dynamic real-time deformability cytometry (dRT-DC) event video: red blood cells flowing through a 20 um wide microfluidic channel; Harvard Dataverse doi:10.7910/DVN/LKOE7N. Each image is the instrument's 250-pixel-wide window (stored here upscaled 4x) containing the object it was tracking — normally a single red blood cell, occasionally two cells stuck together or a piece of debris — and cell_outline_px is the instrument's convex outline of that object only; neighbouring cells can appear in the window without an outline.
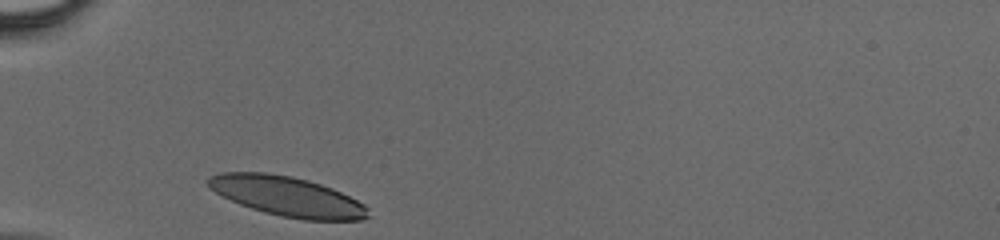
{"species": "human", "species_latin": "Homo sapiens", "temperature_condition": "cold", "stored_images_in_passage": 24, "camera_frame_rate_fps": 3000, "um_per_image_px": 0.085, "donor": {"sex": "male"}, "frame": {"image": 1, "passage_image": 1, "time_ms": 0.0, "image_size_px": [1000, 240], "cell_outline_px": [[368, 216], [364, 220], [304, 220], [280, 216], [264, 212], [240, 204], [208, 188], [208, 176], [220, 172], [268, 172], [292, 176], [308, 180], [332, 188], [364, 204], [368, 208]], "centroid_in_image_um": [24.4, 16.68], "position_along_channel_um": 60.6, "area_um2": 36.93}}
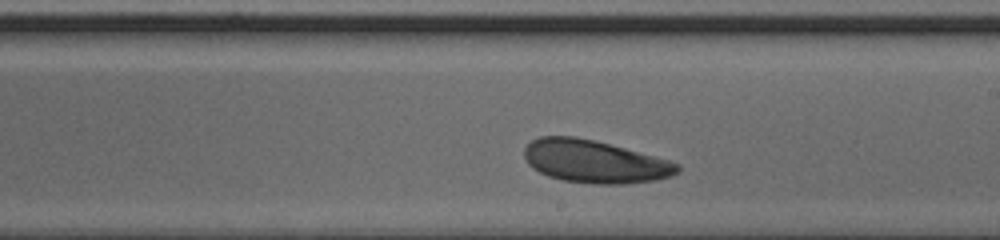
{"frame": {"image": 2, "passage_image": 14, "time_ms": 4.333, "image_size_px": [1000, 240], "cell_outline_px": [[680, 168], [672, 176], [656, 180], [624, 184], [592, 184], [564, 180], [548, 176], [532, 168], [528, 164], [524, 156], [524, 148], [532, 140], [540, 136], [576, 136], [624, 148], [668, 160], [676, 164]], "centroid_in_image_um": [50.49, 13.73], "position_along_channel_um": 238.5, "area_um2": 37.8}}
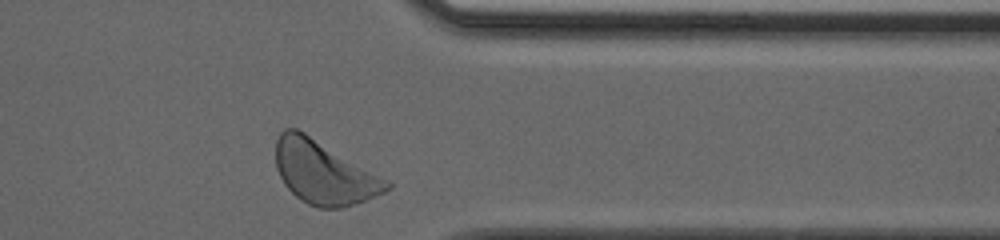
{"frame": {"image": 3, "passage_image": 24, "time_ms": 7.667, "image_size_px": [1000, 240], "cell_outline_px": [[392, 188], [384, 192], [364, 200], [340, 208], [316, 208], [300, 200], [284, 184], [276, 168], [276, 140], [280, 132], [284, 128], [296, 128], [304, 132], [388, 180], [392, 184]], "centroid_in_image_um": [27.5, 14.66], "position_along_channel_um": 383.9, "area_um2": 40.46}}